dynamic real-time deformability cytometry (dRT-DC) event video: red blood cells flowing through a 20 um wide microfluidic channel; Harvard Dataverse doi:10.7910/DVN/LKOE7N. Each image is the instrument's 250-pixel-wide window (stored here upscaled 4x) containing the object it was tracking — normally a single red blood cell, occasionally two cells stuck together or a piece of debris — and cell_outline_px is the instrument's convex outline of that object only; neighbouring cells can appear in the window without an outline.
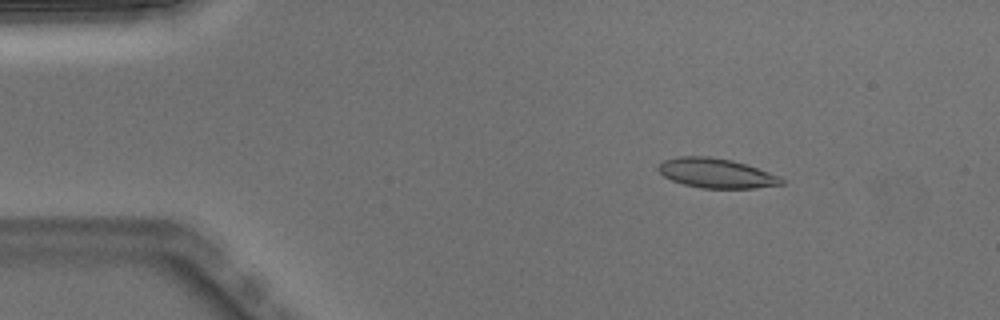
{"species": "Egyptian fruit bat (a non-hibernating species)", "species_latin": "Rousettus aegyptiacus", "temperature_condition": "warm", "stored_images_in_passage": 50, "camera_frame_rate_fps": 3000, "um_per_image_px": 0.085, "animal": {"sex": "male"}, "frame": {"image": 1, "passage_image": 7, "time_ms": 2.0, "image_size_px": [1000, 320], "cell_outline_px": [[784, 184], [756, 188], [700, 188], [684, 184], [672, 180], [664, 176], [656, 168], [664, 160], [676, 156], [708, 156], [732, 160], [780, 176], [784, 180]], "centroid_in_image_um": [60.87, 14.72], "position_along_channel_um": 24.1, "area_um2": 21.15}}
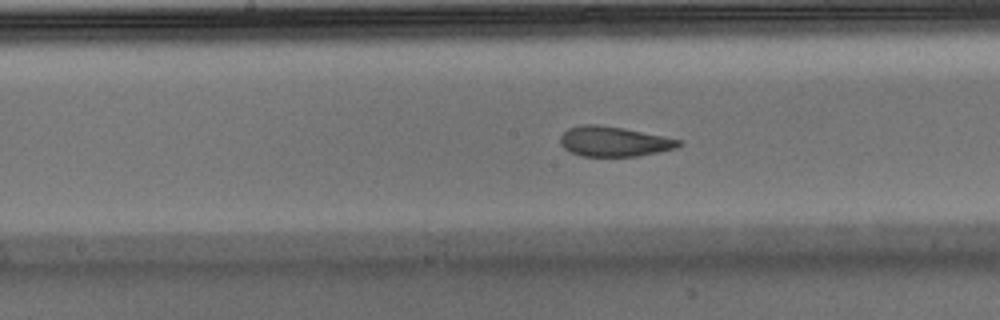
{"frame": {"image": 2, "passage_image": 25, "time_ms": 8.0, "image_size_px": [1000, 320], "cell_outline_px": [[684, 144], [676, 148], [640, 156], [584, 156], [572, 152], [564, 148], [560, 144], [560, 136], [568, 128], [584, 124], [600, 124], [624, 128], [680, 140]], "centroid_in_image_um": [52.18, 12.02], "position_along_channel_um": 196.0, "area_um2": 20.63}}
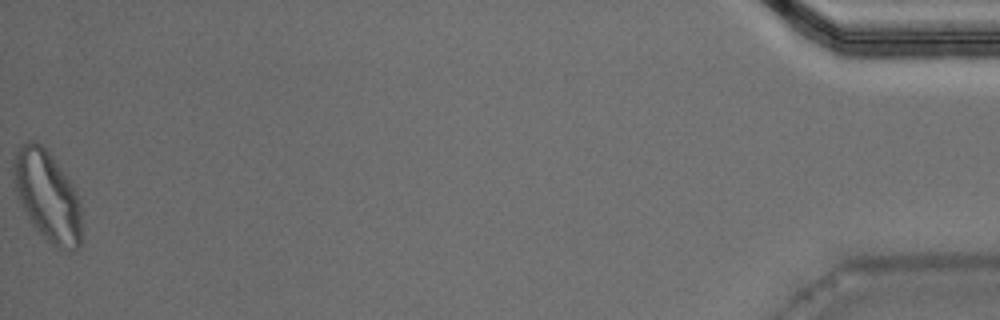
{"frame": {"image": 3, "passage_image": 50, "time_ms": 16.333, "image_size_px": [1000, 320], "cell_outline_px": [[80, 248], [72, 252], [56, 248], [32, 224], [20, 204], [16, 192], [12, 164], [16, 152], [20, 144], [28, 140], [36, 140], [52, 156], [76, 192], [80, 208]], "centroid_in_image_um": [4.0, 16.66], "position_along_channel_um": 431.2, "area_um2": 35.49}, "authors_computed_cell_mechanics": {"area_um2": 21.6172, "velocity_mm_per_s": 4.0033, "shape_relaxation_time_tau1_ms": 6.7577, "shape_relaxation_time_tau2_ms": 1.4397, "deformation_change_tau1": 0.1781, "deformation_change_tau2": 0.0749}}